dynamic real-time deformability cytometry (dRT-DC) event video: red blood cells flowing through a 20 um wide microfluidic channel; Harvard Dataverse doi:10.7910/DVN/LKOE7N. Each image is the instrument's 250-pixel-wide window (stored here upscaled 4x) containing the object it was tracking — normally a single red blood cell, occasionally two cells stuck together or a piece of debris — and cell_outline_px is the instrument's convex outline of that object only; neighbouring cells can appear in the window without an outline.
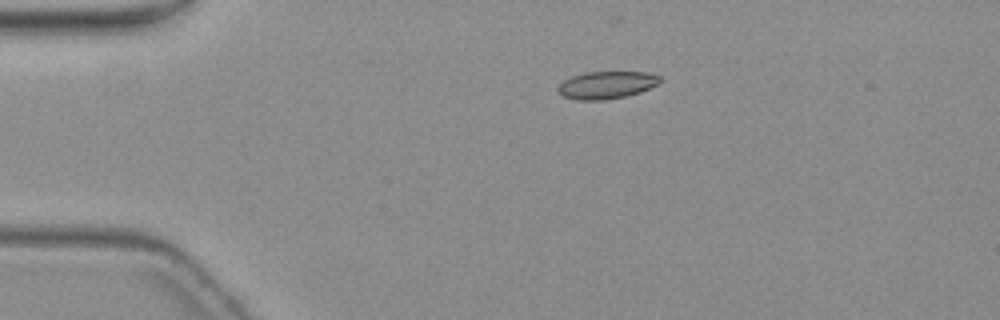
{"species": "common noctule bat (a hibernating species)", "species_latin": "Nyctalus noctula", "temperature_condition": "warm", "stored_images_in_passage": 5, "camera_frame_rate_fps": 3000, "um_per_image_px": 0.085, "animal": {"sex": "female", "body_mass_g": 19.3, "forearm_length_mm": 54.1}, "frame": {"image": 1, "passage_image": 1, "time_ms": 0.0, "image_size_px": [1000, 320], "cell_outline_px": [[660, 84], [640, 92], [624, 96], [604, 100], [580, 100], [564, 96], [556, 88], [564, 80], [572, 76], [584, 72], [648, 72], [660, 76]], "centroid_in_image_um": [51.58, 7.21], "position_along_channel_um": 33.4, "area_um2": 16.24}}
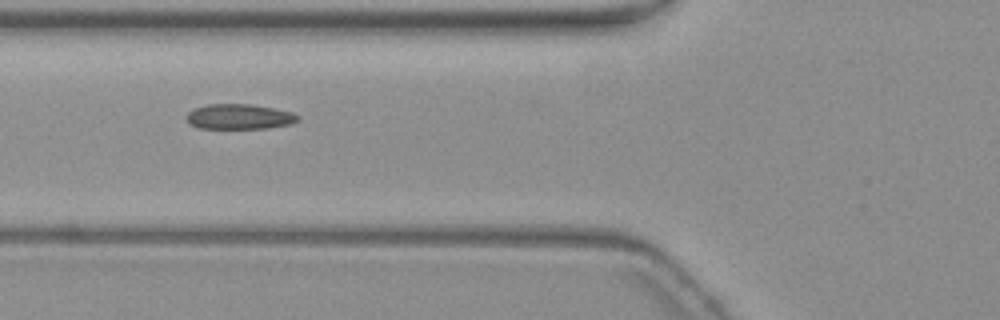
{"frame": {"image": 2, "passage_image": 4, "time_ms": 3.333, "image_size_px": [1000, 320], "cell_outline_px": [[300, 116], [296, 120], [288, 124], [264, 128], [200, 128], [188, 124], [184, 116], [192, 108], [208, 104], [252, 104], [292, 112]], "centroid_in_image_um": [20.24, 9.9], "position_along_channel_um": 105.6, "area_um2": 16.3}}
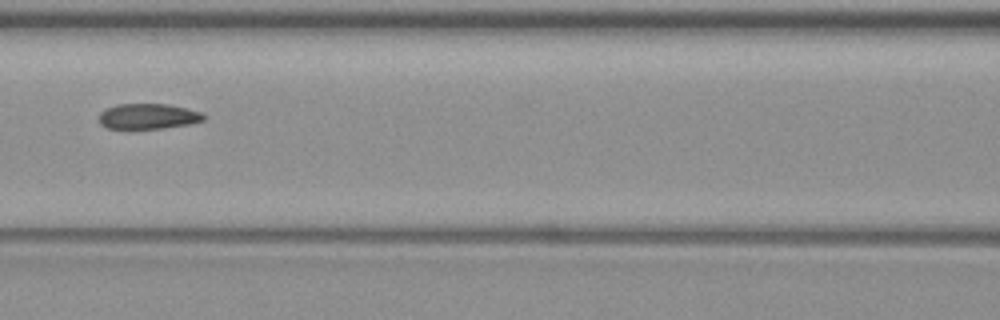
{"frame": {"image": 3, "passage_image": 5, "time_ms": 4.667, "image_size_px": [1000, 320], "cell_outline_px": [[204, 120], [188, 124], [164, 128], [108, 128], [100, 124], [100, 112], [116, 104], [168, 104], [204, 112]], "centroid_in_image_um": [12.61, 9.88], "position_along_channel_um": 154.0, "area_um2": 15.37}}